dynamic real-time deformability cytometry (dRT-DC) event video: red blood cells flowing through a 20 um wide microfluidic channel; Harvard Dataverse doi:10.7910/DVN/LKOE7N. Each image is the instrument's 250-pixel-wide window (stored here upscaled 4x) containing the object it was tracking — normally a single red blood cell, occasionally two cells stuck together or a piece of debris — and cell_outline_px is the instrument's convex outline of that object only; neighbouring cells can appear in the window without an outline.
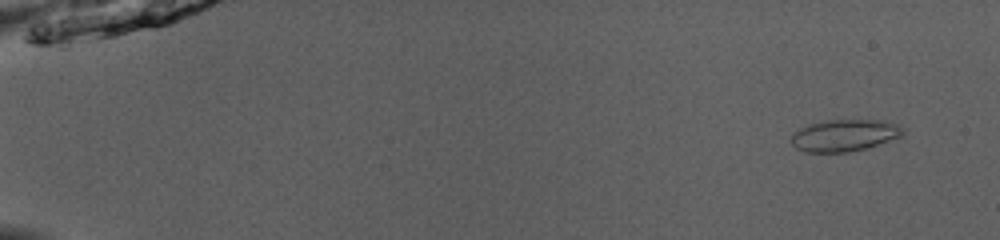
{"species": "common noctule bat (a hibernating species)", "species_latin": "Nyctalus noctula", "temperature_condition": "room temperature", "stored_images_in_passage": 52, "camera_frame_rate_fps": 3000, "um_per_image_px": 0.085, "animal": {"sex": "male", "body_mass_g": 13.0, "forearm_length_mm": 53.1}, "frame": {"image": 1, "passage_image": 4, "time_ms": 1.0, "image_size_px": [1000, 240], "cell_outline_px": [[904, 136], [868, 148], [848, 152], [804, 152], [796, 148], [788, 140], [800, 128], [808, 124], [824, 120], [880, 120], [896, 124], [904, 128]], "centroid_in_image_um": [71.79, 11.51], "position_along_channel_um": 13.2, "area_um2": 20.98}}
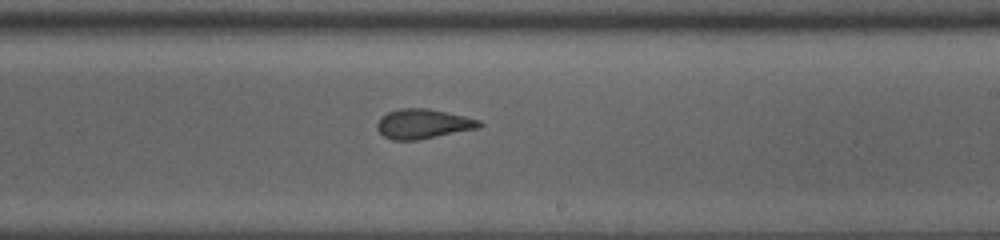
{"frame": {"image": 2, "passage_image": 33, "time_ms": 10.667, "image_size_px": [1000, 240], "cell_outline_px": [[484, 124], [480, 128], [416, 140], [392, 140], [384, 136], [376, 128], [376, 124], [380, 116], [388, 112], [400, 108], [428, 108], [464, 116], [480, 120]], "centroid_in_image_um": [35.95, 10.52], "position_along_channel_um": 253.0, "area_um2": 17.74}}
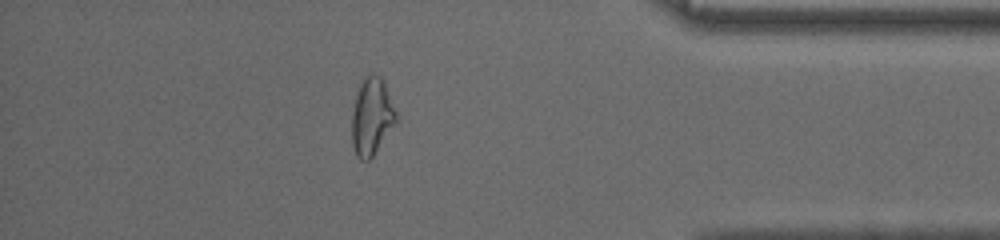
{"frame": {"image": 3, "passage_image": 46, "time_ms": 15.0, "image_size_px": [1000, 240], "cell_outline_px": [[396, 124], [372, 156], [368, 160], [360, 160], [356, 156], [352, 144], [352, 112], [356, 96], [360, 84], [368, 76], [380, 76], [384, 80], [396, 112]], "centroid_in_image_um": [31.6, 9.95], "position_along_channel_um": 403.6, "area_um2": 19.59}, "authors_computed_cell_mechanics": {"area_um2": 19.1318, "velocity_mm_per_s": 4.0169, "shape_relaxation_time_tau1_ms": 5.2953, "shape_relaxation_time_tau2_ms": 1.4253, "deformation_change_tau1": 0.1506, "deformation_change_tau2": 0.0656}}